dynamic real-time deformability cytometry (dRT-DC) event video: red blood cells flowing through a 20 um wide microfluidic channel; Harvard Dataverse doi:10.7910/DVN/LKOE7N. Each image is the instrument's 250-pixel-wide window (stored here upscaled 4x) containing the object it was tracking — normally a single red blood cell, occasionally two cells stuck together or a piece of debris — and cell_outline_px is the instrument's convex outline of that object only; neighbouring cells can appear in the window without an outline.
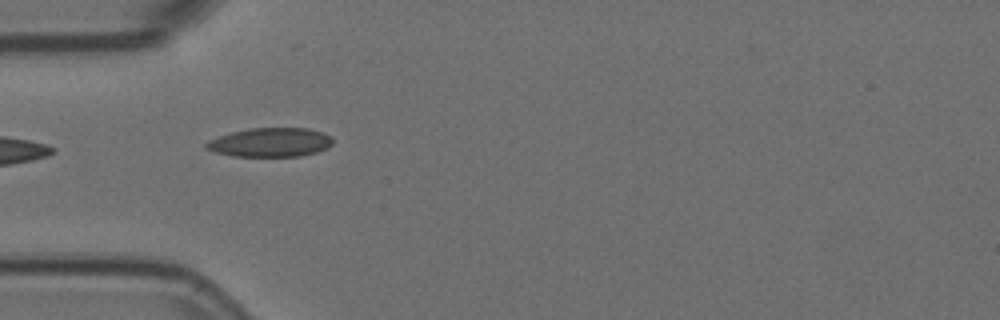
{"species": "Egyptian fruit bat (a non-hibernating species)", "species_latin": "Rousettus aegyptiacus", "temperature_condition": "room temperature", "stored_images_in_passage": 2, "camera_frame_rate_fps": 3000, "um_per_image_px": 0.085, "animal": {"sex": "female"}, "frame": {"image": 1, "passage_image": 1, "time_ms": 0.0, "image_size_px": [1000, 320], "cell_outline_px": [[332, 144], [328, 148], [316, 152], [300, 156], [232, 156], [216, 152], [204, 148], [204, 144], [208, 140], [232, 132], [248, 128], [308, 128], [324, 132], [332, 136]], "centroid_in_image_um": [22.99, 12.09], "position_along_channel_um": 62.0, "area_um2": 21.5}}
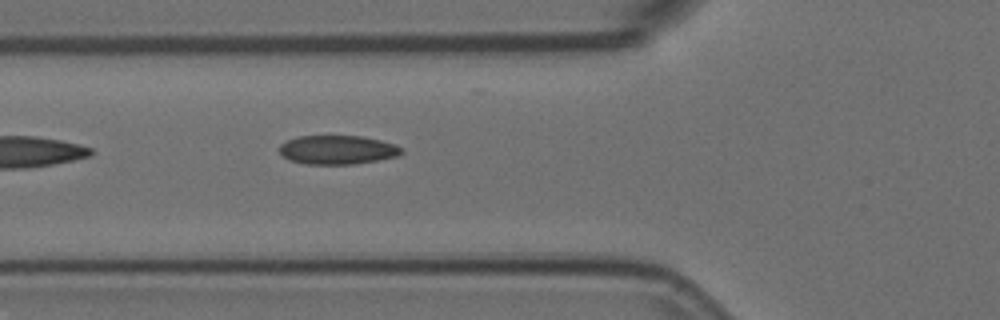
{"frame": {"image": 2, "passage_image": 2, "time_ms": 0.333, "image_size_px": [1000, 320], "cell_outline_px": [[404, 152], [396, 156], [356, 164], [304, 164], [292, 160], [284, 156], [280, 152], [280, 144], [288, 140], [300, 136], [360, 136], [380, 140], [396, 144]], "centroid_in_image_um": [28.7, 12.73], "position_along_channel_um": 97.1, "area_um2": 20.35}}